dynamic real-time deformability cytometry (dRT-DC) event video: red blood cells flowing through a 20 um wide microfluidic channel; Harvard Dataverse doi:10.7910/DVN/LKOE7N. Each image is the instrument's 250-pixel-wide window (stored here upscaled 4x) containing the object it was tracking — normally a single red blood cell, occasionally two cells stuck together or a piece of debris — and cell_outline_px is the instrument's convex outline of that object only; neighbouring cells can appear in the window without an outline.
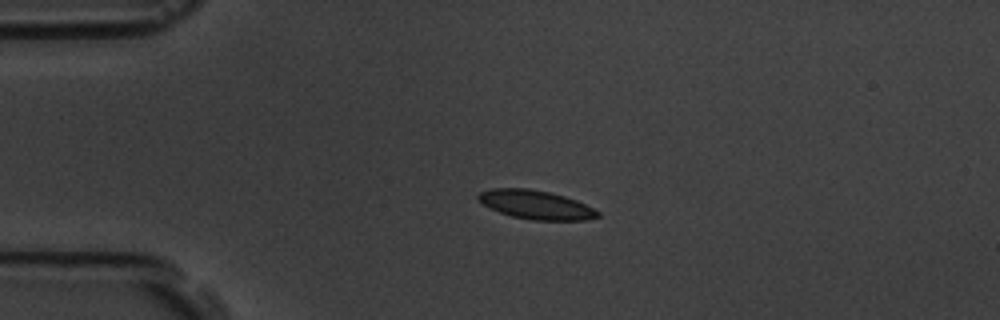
{"species": "common noctule bat (a hibernating species)", "species_latin": "Nyctalus noctula", "temperature_condition": "room temperature", "stored_images_in_passage": 5, "segment_of_instrument_passage": [1, 2], "camera_frame_rate_fps": 3000, "um_per_image_px": 0.085, "animal": {"sex": "male", "body_mass_g": 19.5, "forearm_length_mm": 54.6}, "frame": {"image": 1, "passage_image": 3, "time_ms": 2.333, "image_size_px": [1000, 320], "cell_outline_px": [[600, 216], [588, 220], [532, 220], [512, 216], [500, 212], [476, 200], [476, 196], [480, 192], [492, 188], [528, 188], [548, 192], [564, 196], [576, 200], [600, 212]], "centroid_in_image_um": [45.54, 17.4], "position_along_channel_um": 39.5, "area_um2": 19.94}}